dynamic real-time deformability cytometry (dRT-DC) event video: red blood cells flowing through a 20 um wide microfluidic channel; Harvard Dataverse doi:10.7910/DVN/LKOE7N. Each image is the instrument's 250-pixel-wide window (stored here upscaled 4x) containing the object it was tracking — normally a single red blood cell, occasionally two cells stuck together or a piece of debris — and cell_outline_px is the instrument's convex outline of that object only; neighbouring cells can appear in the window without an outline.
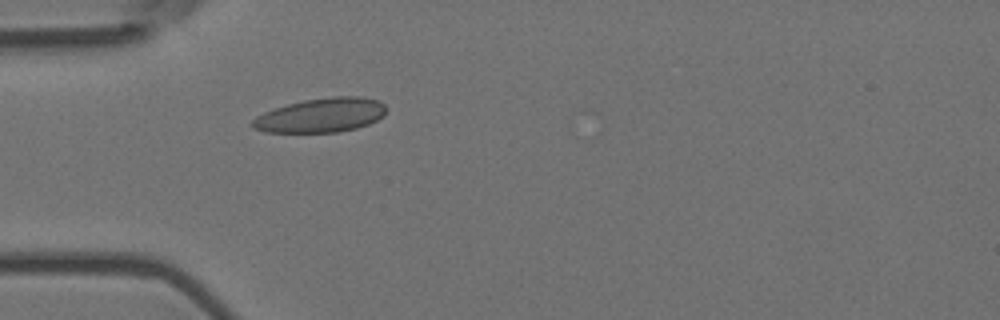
{"species": "Egyptian fruit bat (a non-hibernating species)", "species_latin": "Rousettus aegyptiacus", "temperature_condition": "room temperature", "stored_images_in_passage": 1, "camera_frame_rate_fps": 3000, "um_per_image_px": 0.085, "animal": {"sex": "female"}, "frame": {"image": 1, "passage_image": 1, "time_ms": 0.0, "image_size_px": [1000, 320], "cell_outline_px": [[384, 116], [368, 124], [356, 128], [336, 132], [264, 132], [252, 128], [252, 120], [256, 116], [264, 112], [288, 104], [304, 100], [332, 96], [360, 96], [376, 100], [384, 104]], "centroid_in_image_um": [27.26, 9.79], "position_along_channel_um": 57.7, "area_um2": 26.53}}